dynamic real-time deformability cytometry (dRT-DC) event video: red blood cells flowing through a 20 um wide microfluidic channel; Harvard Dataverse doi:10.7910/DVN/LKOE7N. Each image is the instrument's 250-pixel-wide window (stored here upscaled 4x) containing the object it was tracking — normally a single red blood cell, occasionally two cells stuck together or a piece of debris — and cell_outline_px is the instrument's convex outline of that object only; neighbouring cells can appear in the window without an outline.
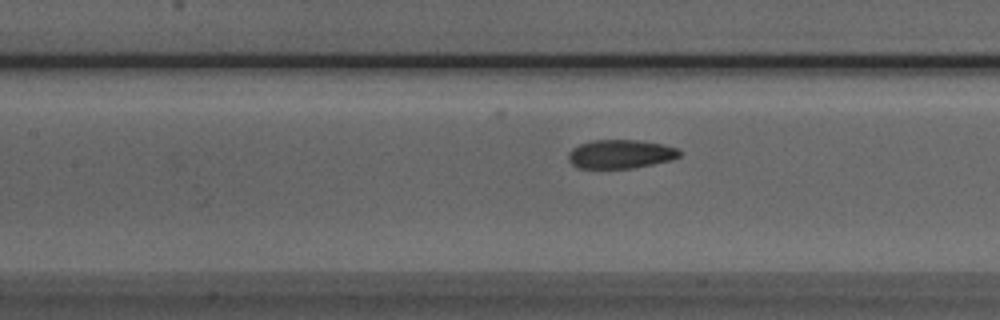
{"species": "Egyptian fruit bat (a non-hibernating species)", "species_latin": "Rousettus aegyptiacus", "temperature_condition": "room temperature", "stored_images_in_passage": 31, "camera_frame_rate_fps": 3000, "um_per_image_px": 0.085, "animal": {"sex": "male"}, "frame": {"image": 1, "passage_image": 9, "time_ms": 2.667, "image_size_px": [1000, 320], "cell_outline_px": [[680, 156], [672, 160], [632, 168], [576, 168], [568, 160], [568, 152], [572, 148], [580, 144], [592, 140], [636, 140], [660, 144], [676, 148], [680, 152]], "centroid_in_image_um": [52.7, 13.1], "position_along_channel_um": 154.7, "area_um2": 18.55}}
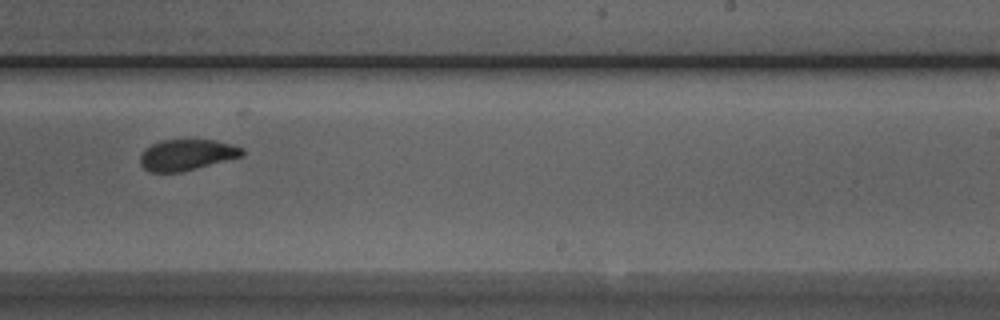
{"frame": {"image": 2, "passage_image": 18, "time_ms": 5.667, "image_size_px": [1000, 320], "cell_outline_px": [[244, 156], [180, 172], [148, 172], [140, 164], [140, 156], [144, 148], [160, 140], [216, 140], [232, 144], [244, 148]], "centroid_in_image_um": [15.87, 13.16], "position_along_channel_um": 273.1, "area_um2": 18.55}}
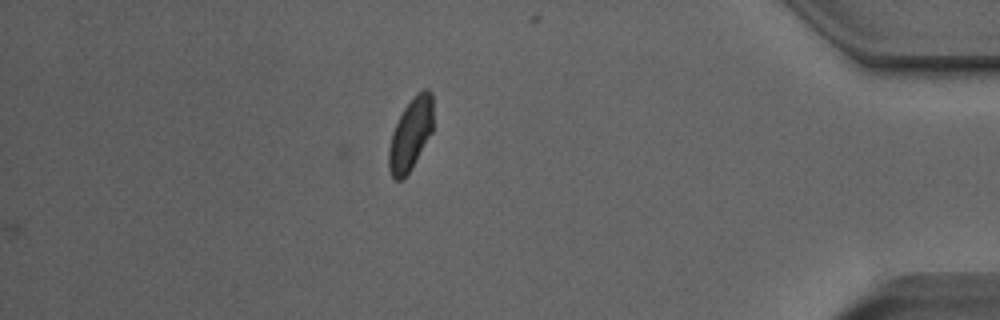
{"frame": {"image": 3, "passage_image": 31, "time_ms": 10.0, "image_size_px": [1000, 320], "cell_outline_px": [[432, 132], [416, 160], [408, 172], [400, 180], [396, 180], [392, 176], [388, 168], [388, 152], [392, 132], [404, 108], [416, 92], [424, 88], [428, 88], [432, 92]], "centroid_in_image_um": [34.9, 11.37], "position_along_channel_um": 400.3, "area_um2": 18.44}, "authors_computed_cell_mechanics": {"area_um2": 19.0162, "velocity_mm_per_s": 3.96, "shape_relaxation_time_tau1_ms": 5.885, "shape_relaxation_time_tau2_ms": 1.0985, "deformation_change_tau1": 0.1332, "deformation_change_tau2": 0.0628}}